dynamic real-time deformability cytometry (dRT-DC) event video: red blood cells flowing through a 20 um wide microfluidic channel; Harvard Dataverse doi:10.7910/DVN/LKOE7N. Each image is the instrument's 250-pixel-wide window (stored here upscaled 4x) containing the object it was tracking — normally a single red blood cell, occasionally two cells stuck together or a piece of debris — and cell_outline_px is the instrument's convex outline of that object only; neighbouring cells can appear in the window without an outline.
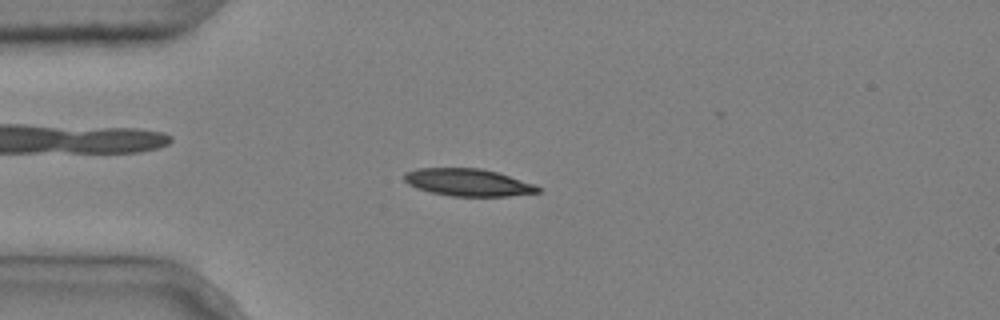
{"species": "common noctule bat (a hibernating species)", "species_latin": "Nyctalus noctula", "temperature_condition": "cold", "stored_images_in_passage": 5, "camera_frame_rate_fps": 3000, "um_per_image_px": 0.085, "animal": {"sex": "male", "body_mass_g": 20.4}, "frame": {"image": 1, "passage_image": 3, "time_ms": 0.667, "image_size_px": [1000, 320], "cell_outline_px": [[540, 192], [508, 196], [452, 196], [432, 192], [416, 188], [408, 184], [404, 180], [404, 172], [420, 168], [480, 168], [496, 172], [536, 184], [540, 188]], "centroid_in_image_um": [39.78, 15.5], "position_along_channel_um": 45.2, "area_um2": 21.21}}
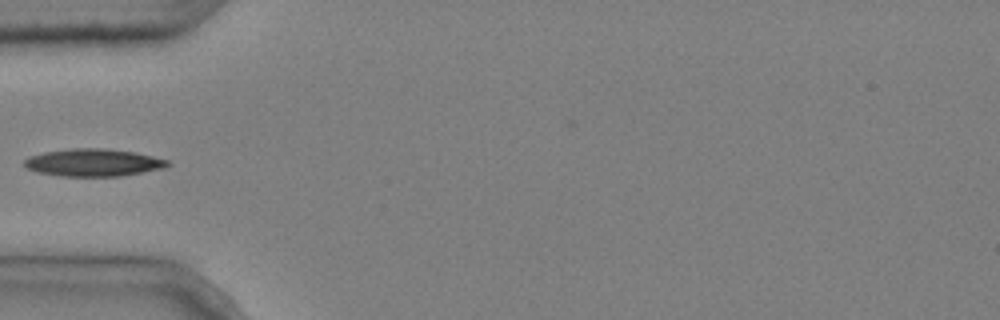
{"frame": {"image": 2, "passage_image": 4, "time_ms": 1.0, "image_size_px": [1000, 320], "cell_outline_px": [[172, 164], [164, 168], [120, 176], [60, 176], [36, 172], [28, 168], [24, 164], [24, 160], [28, 156], [44, 152], [72, 148], [104, 148], [136, 152], [168, 160]], "centroid_in_image_um": [7.93, 13.81], "position_along_channel_um": 77.1, "area_um2": 23.0}}